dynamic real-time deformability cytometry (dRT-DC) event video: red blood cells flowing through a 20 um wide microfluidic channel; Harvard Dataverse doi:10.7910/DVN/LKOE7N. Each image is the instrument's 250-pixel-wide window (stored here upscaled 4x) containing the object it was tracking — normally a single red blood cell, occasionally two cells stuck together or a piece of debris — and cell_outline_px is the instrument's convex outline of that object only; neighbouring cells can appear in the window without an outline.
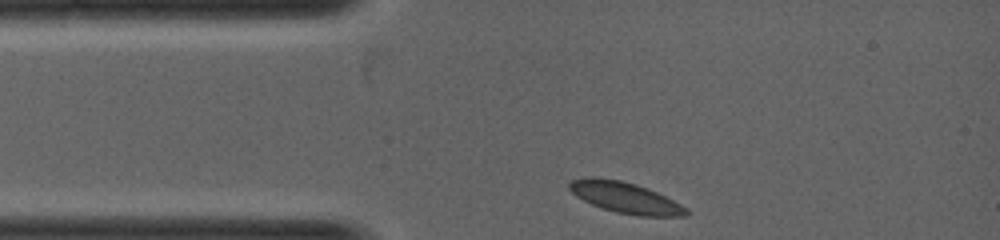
{"species": "common noctule bat (a hibernating species)", "species_latin": "Nyctalus noctula", "temperature_condition": "warm", "stored_images_in_passage": 25, "camera_frame_rate_fps": 5000, "um_per_image_px": 0.085, "animal": {"sex": "female", "body_mass_g": 19.0, "forearm_length_mm": 53.3}, "frame": {"image": 1, "passage_image": 1, "time_ms": 0.0, "image_size_px": [1000, 240], "cell_outline_px": [[688, 216], [636, 216], [616, 212], [592, 204], [576, 196], [568, 188], [568, 184], [572, 180], [584, 176], [596, 176], [620, 180], [636, 184], [648, 188], [688, 208]], "centroid_in_image_um": [53.12, 16.78], "position_along_channel_um": 31.9, "area_um2": 21.15}}
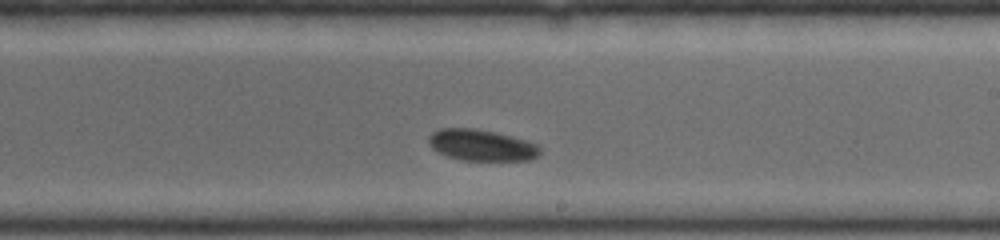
{"frame": {"image": 2, "passage_image": 15, "time_ms": 2.8, "image_size_px": [1000, 240], "cell_outline_px": [[540, 156], [528, 160], [460, 160], [448, 156], [432, 148], [428, 144], [428, 136], [432, 132], [440, 128], [476, 128], [496, 132], [528, 140], [536, 144], [540, 148]], "centroid_in_image_um": [40.93, 12.33], "position_along_channel_um": 248.1, "area_um2": 20.46}}
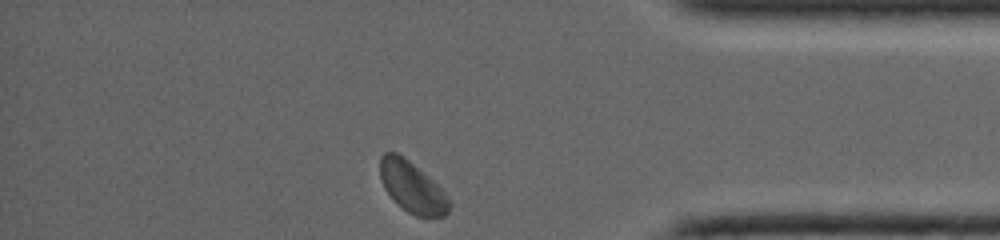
{"frame": {"image": 3, "passage_image": 25, "time_ms": 4.8, "image_size_px": [1000, 240], "cell_outline_px": [[452, 204], [448, 212], [444, 216], [416, 216], [408, 212], [396, 204], [384, 188], [380, 180], [380, 156], [384, 152], [396, 152], [404, 156], [428, 176], [448, 196]], "centroid_in_image_um": [35.01, 15.9], "position_along_channel_um": 400.2, "area_um2": 20.63}}